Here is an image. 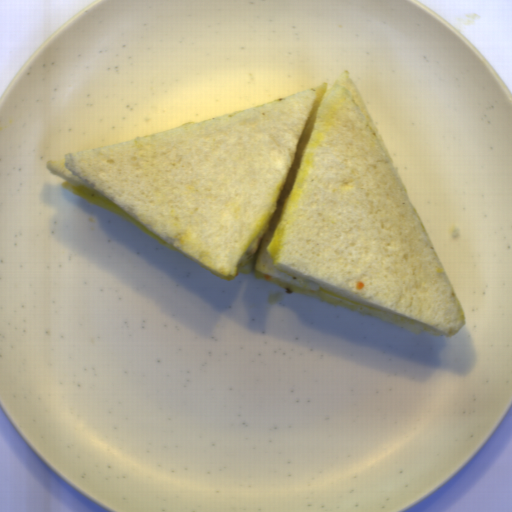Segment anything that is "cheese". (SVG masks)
<instances>
[{"mask_svg":"<svg viewBox=\"0 0 512 512\" xmlns=\"http://www.w3.org/2000/svg\"><path fill=\"white\" fill-rule=\"evenodd\" d=\"M62 186L64 189H66V190L100 206V207H103L105 209H108V210H111L118 214H121L122 216H124L125 218H127L128 220H130L131 222H133L140 228H142L144 231H146L147 233H149L150 235H152L153 237H155L162 243L172 246L174 248H177L174 245H172L171 243H169L168 241H166L165 239H163L161 236H159L158 234H156L155 232H153L152 230L147 228L145 225L140 223L138 220L133 218L131 215L126 213L124 210H122L120 207H118L116 204H114L111 200H109L107 197H105L100 192L94 190L93 188H91L89 186H84V185L77 186L69 181H65Z\"/></svg>","mask_w":512,"mask_h":512,"instance_id":"cheese-1","label":"cheese"}]
</instances>
